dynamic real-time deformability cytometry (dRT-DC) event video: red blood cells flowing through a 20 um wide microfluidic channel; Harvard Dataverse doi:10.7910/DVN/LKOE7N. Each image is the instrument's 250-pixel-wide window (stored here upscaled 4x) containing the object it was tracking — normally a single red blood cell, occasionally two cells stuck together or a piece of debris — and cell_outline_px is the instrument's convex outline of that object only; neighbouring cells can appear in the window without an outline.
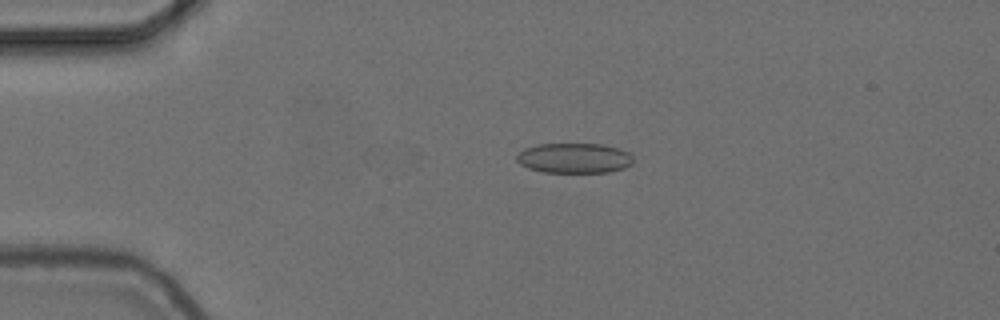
{"species": "common noctule bat (a hibernating species)", "species_latin": "Nyctalus noctula", "temperature_condition": "cold", "stored_images_in_passage": 14, "camera_frame_rate_fps": 3000, "um_per_image_px": 0.085, "animal": {"sex": "female", "body_mass_g": 24.6, "forearm_length_mm": 56.2}, "frame": {"image": 1, "passage_image": 8, "time_ms": 2.333, "image_size_px": [1000, 320], "cell_outline_px": [[632, 164], [624, 168], [608, 172], [544, 172], [528, 168], [520, 164], [516, 160], [516, 156], [524, 148], [536, 144], [604, 144], [620, 148], [628, 152], [632, 156]], "centroid_in_image_um": [48.81, 13.43], "position_along_channel_um": 36.2, "area_um2": 20.52}}